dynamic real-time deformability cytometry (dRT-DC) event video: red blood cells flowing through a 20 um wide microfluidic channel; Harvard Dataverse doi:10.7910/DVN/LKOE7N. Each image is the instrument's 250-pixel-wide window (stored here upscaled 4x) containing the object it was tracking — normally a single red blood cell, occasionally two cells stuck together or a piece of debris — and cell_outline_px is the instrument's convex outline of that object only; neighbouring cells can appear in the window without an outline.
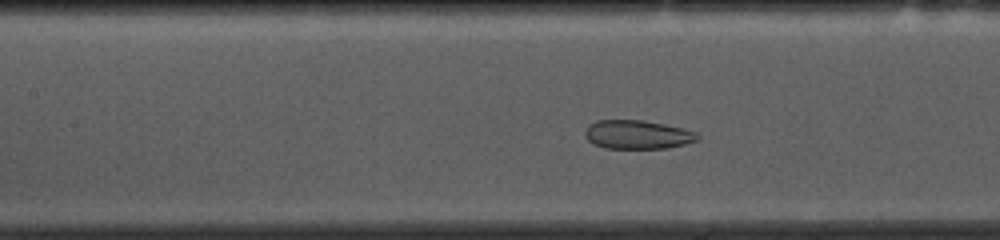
{"species": "common noctule bat (a hibernating species)", "species_latin": "Nyctalus noctula", "temperature_condition": "cold", "stored_images_in_passage": 47, "camera_frame_rate_fps": 3000, "um_per_image_px": 0.085, "animal": {"sex": "female", "body_mass_g": 10.0, "forearm_length_mm": 53.1}, "frame": {"image": 1, "passage_image": 21, "time_ms": 6.667, "image_size_px": [1000, 240], "cell_outline_px": [[700, 140], [668, 148], [604, 148], [592, 144], [584, 136], [584, 132], [588, 124], [596, 120], [644, 120], [664, 124], [696, 132], [700, 136]], "centroid_in_image_um": [54.15, 11.44], "position_along_channel_um": 153.2, "area_um2": 19.02}}
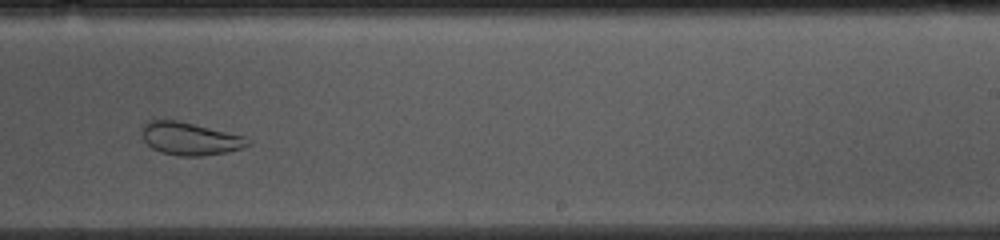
{"frame": {"image": 2, "passage_image": 31, "time_ms": 10.0, "image_size_px": [1000, 240], "cell_outline_px": [[252, 144], [244, 148], [228, 152], [200, 156], [180, 156], [160, 152], [152, 148], [144, 140], [140, 132], [144, 124], [148, 120], [176, 120], [244, 136], [252, 140]], "centroid_in_image_um": [16.16, 11.8], "position_along_channel_um": 272.8, "area_um2": 20.29}}
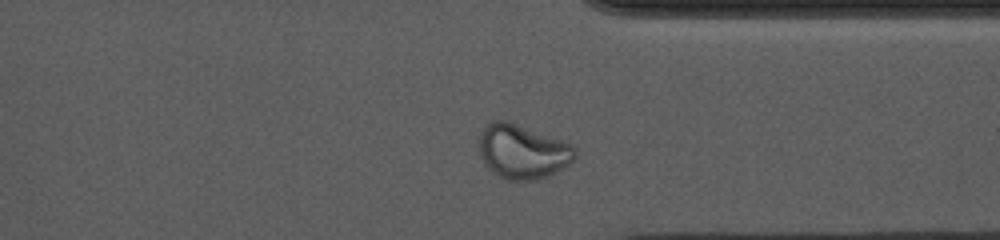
{"frame": {"image": 3, "passage_image": 39, "time_ms": 12.667, "image_size_px": [1000, 240], "cell_outline_px": [[576, 156], [568, 164], [556, 172], [548, 176], [536, 180], [508, 180], [500, 176], [488, 168], [484, 164], [480, 156], [480, 132], [492, 120], [508, 120], [572, 144], [576, 148]], "centroid_in_image_um": [44.42, 12.87], "position_along_channel_um": 367.0, "area_um2": 30.29}, "authors_computed_cell_mechanics": {"area_um2": 24.1604, "velocity_mm_per_s": 3.6031, "shape_relaxation_time_tau1_ms": null, "shape_relaxation_time_tau2_ms": 1.3516, "deformation_change_tau1": null, "deformation_change_tau2": 0.0652}}